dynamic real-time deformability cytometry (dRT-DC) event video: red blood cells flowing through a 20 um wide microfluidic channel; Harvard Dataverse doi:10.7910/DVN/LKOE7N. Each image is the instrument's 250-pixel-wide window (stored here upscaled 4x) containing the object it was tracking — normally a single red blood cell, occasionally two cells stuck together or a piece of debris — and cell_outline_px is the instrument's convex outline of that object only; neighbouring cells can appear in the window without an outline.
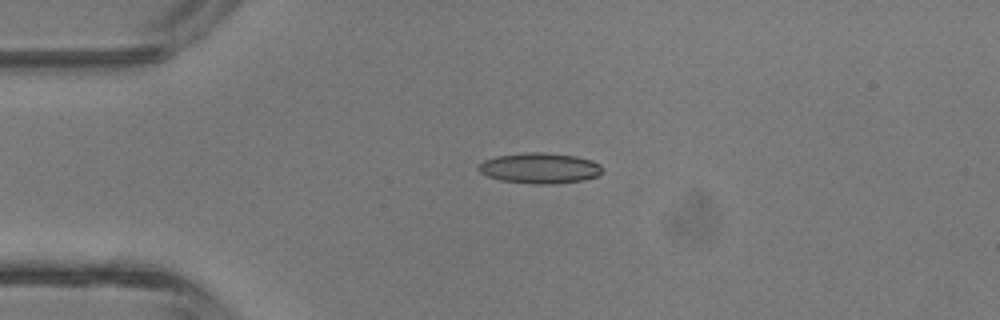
{"species": "common noctule bat (a hibernating species)", "species_latin": "Nyctalus noctula", "temperature_condition": "room temperature", "stored_images_in_passage": 5, "camera_frame_rate_fps": 3000, "um_per_image_px": 0.085, "animal": {"sex": "male", "body_mass_g": 13.3}, "frame": {"image": 1, "passage_image": 3, "time_ms": 3.0, "image_size_px": [1000, 320], "cell_outline_px": [[604, 168], [596, 176], [584, 180], [552, 184], [532, 184], [500, 180], [488, 176], [480, 172], [476, 168], [484, 160], [496, 156], [528, 152], [544, 152], [576, 156], [592, 160], [600, 164]], "centroid_in_image_um": [45.88, 14.29], "position_along_channel_um": 39.1, "area_um2": 22.14}}
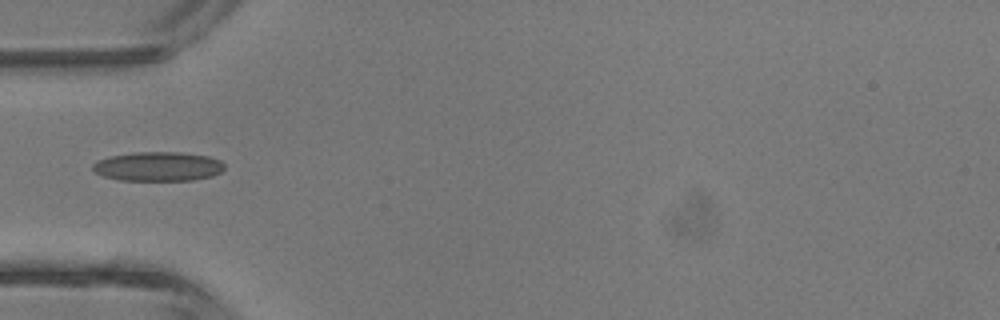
{"frame": {"image": 2, "passage_image": 4, "time_ms": 4.333, "image_size_px": [1000, 320], "cell_outline_px": [[224, 168], [220, 172], [212, 176], [192, 180], [120, 180], [104, 176], [96, 172], [92, 168], [92, 164], [96, 160], [112, 156], [132, 152], [180, 152], [208, 156], [220, 160], [224, 164]], "centroid_in_image_um": [13.43, 14.14], "position_along_channel_um": 71.6, "area_um2": 22.43}}
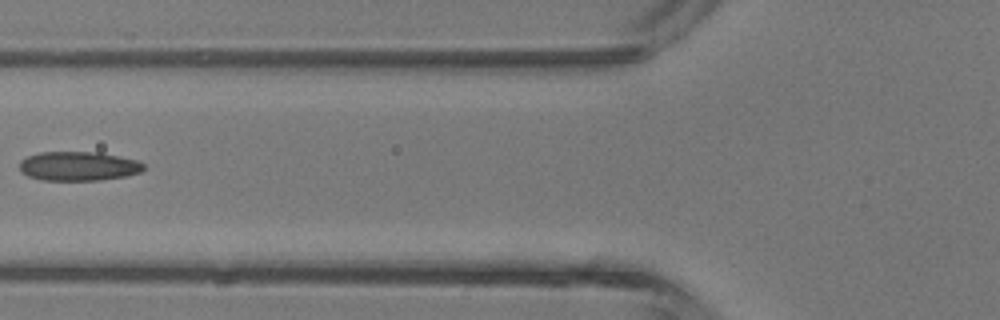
{"frame": {"image": 3, "passage_image": 5, "time_ms": 5.333, "image_size_px": [1000, 320], "cell_outline_px": [[144, 168], [140, 172], [124, 176], [100, 180], [40, 180], [28, 176], [20, 172], [20, 160], [28, 156], [40, 152], [100, 152], [136, 160], [144, 164]], "centroid_in_image_um": [6.63, 14.12], "position_along_channel_um": 119.2, "area_um2": 21.1}}